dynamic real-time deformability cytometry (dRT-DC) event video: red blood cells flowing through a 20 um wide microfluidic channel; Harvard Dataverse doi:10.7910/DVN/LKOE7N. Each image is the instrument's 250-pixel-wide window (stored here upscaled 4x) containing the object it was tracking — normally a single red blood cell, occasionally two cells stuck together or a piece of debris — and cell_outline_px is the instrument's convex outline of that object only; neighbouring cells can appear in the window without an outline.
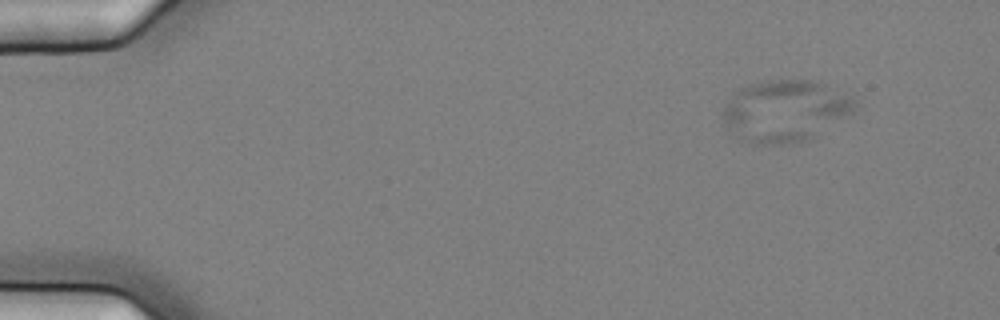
{"species": "common noctule bat (a hibernating species)", "species_latin": "Nyctalus noctula", "temperature_condition": "cold", "stored_images_in_passage": 5, "camera_frame_rate_fps": 3000, "um_per_image_px": 0.085, "animal": {"sex": "female", "body_mass_g": 25.1}, "frame": {"image": 1, "passage_image": 1, "time_ms": 0.0, "image_size_px": [1000, 320], "cell_outline_px": [[856, 104], [852, 112], [808, 140], [800, 144], [752, 144], [736, 136], [728, 128], [720, 116], [720, 112], [724, 104], [740, 88], [748, 84], [772, 80], [820, 80], [852, 96], [856, 100]], "centroid_in_image_um": [66.72, 9.42], "position_along_channel_um": 18.3, "area_um2": 47.86}}